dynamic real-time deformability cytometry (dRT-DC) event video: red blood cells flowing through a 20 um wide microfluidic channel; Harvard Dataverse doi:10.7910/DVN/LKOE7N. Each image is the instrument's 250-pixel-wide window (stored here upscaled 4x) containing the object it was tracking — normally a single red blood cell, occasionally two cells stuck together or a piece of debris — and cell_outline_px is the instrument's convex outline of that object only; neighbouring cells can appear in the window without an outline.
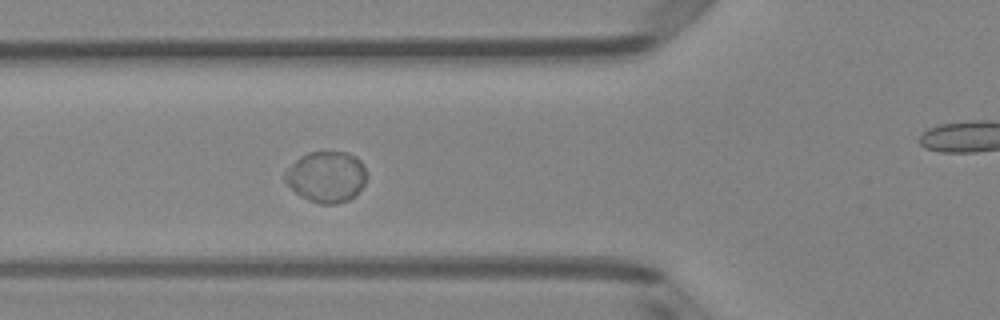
{"species": "Egyptian fruit bat (a non-hibernating species)", "species_latin": "Rousettus aegyptiacus", "temperature_condition": "room temperature", "stored_images_in_passage": 6, "segment_of_instrument_passage": [1, 2], "camera_frame_rate_fps": 3000, "um_per_image_px": 0.085, "animal": {"sex": "female"}, "frame": {"image": 1, "passage_image": 5, "time_ms": 1.333, "image_size_px": [1000, 320], "cell_outline_px": [[368, 176], [364, 184], [348, 200], [336, 204], [320, 204], [308, 200], [300, 196], [284, 180], [284, 172], [300, 156], [308, 152], [344, 152], [356, 156], [364, 164], [368, 172]], "centroid_in_image_um": [27.76, 15.02], "position_along_channel_um": 98.0, "area_um2": 24.33}}